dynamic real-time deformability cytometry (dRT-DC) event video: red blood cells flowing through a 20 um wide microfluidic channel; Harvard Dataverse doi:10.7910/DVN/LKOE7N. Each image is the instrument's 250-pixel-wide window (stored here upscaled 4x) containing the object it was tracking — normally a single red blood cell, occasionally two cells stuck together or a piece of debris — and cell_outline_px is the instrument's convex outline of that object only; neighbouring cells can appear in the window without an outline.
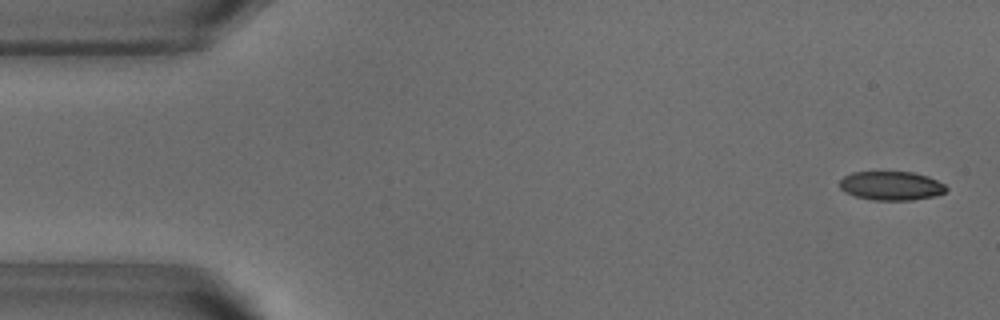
{"species": "common noctule bat (a hibernating species)", "species_latin": "Nyctalus noctula", "temperature_condition": "warm", "stored_images_in_passage": 52, "camera_frame_rate_fps": 3000, "um_per_image_px": 0.085, "animal": {"sex": "male", "body_mass_g": 18.8}, "frame": {"image": 1, "passage_image": 2, "time_ms": 0.333, "image_size_px": [1000, 320], "cell_outline_px": [[948, 188], [944, 192], [936, 196], [912, 200], [872, 200], [856, 196], [840, 188], [840, 180], [844, 176], [852, 172], [912, 172], [928, 176], [944, 184]], "centroid_in_image_um": [75.78, 15.79], "position_along_channel_um": 9.2, "area_um2": 17.86}}
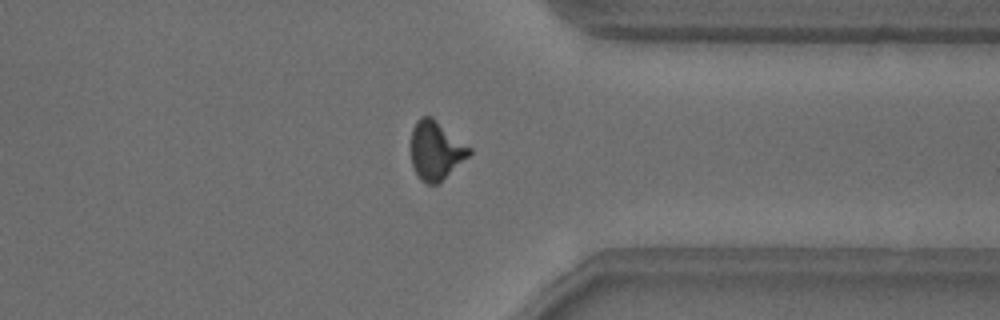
{"frame": {"image": 2, "passage_image": 40, "time_ms": 13.0, "image_size_px": [1000, 320], "cell_outline_px": [[472, 152], [468, 156], [436, 184], [428, 184], [420, 180], [412, 164], [412, 128], [416, 120], [420, 116], [432, 116], [472, 148]], "centroid_in_image_um": [37.04, 12.74], "position_along_channel_um": 374.4, "area_um2": 19.65}}
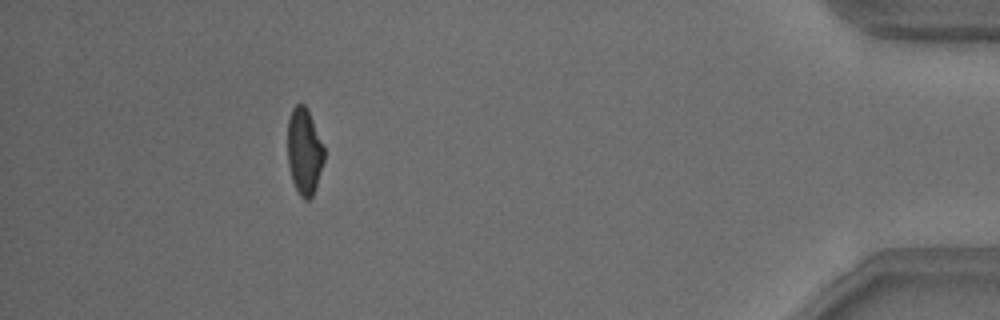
{"frame": {"image": 3, "passage_image": 47, "time_ms": 15.333, "image_size_px": [1000, 320], "cell_outline_px": [[324, 160], [312, 196], [308, 200], [304, 200], [300, 196], [292, 180], [288, 164], [288, 120], [292, 108], [296, 104], [304, 104], [308, 108], [324, 148]], "centroid_in_image_um": [25.85, 12.84], "position_along_channel_um": 409.3, "area_um2": 18.26}, "authors_computed_cell_mechanics": {"area_um2": 19.5364, "velocity_mm_per_s": 3.8416, "shape_relaxation_time_tau1_ms": 5.7304, "shape_relaxation_time_tau2_ms": 1.2965, "deformation_change_tau1": 0.1507, "deformation_change_tau2": 0.0719}}